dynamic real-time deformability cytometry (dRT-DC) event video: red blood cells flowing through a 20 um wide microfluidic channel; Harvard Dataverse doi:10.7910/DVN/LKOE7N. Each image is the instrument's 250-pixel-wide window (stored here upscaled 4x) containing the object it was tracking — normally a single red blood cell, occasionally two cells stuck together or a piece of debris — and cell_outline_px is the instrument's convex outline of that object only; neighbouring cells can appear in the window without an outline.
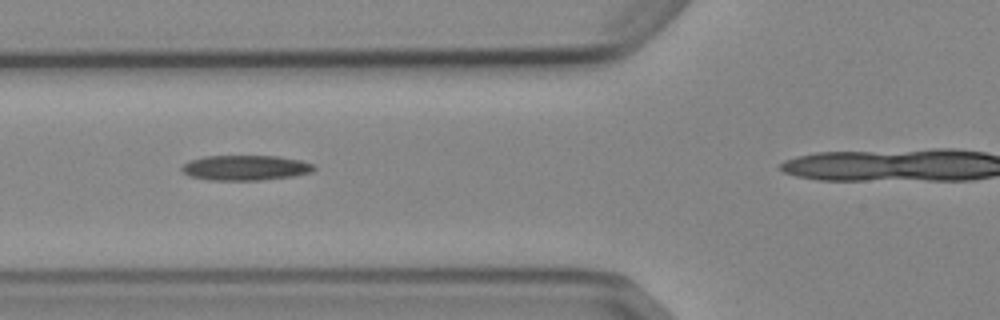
{"species": "Egyptian fruit bat (a non-hibernating species)", "species_latin": "Rousettus aegyptiacus", "temperature_condition": "cold", "stored_images_in_passage": 7, "camera_frame_rate_fps": 3000, "um_per_image_px": 0.085, "animal": {"sex": "female"}, "frame": {"image": 1, "passage_image": 4, "time_ms": 3.333, "image_size_px": [1000, 320], "cell_outline_px": [[316, 168], [312, 172], [296, 176], [260, 180], [212, 180], [192, 176], [184, 172], [180, 168], [184, 164], [192, 160], [204, 156], [276, 156], [300, 160], [312, 164]], "centroid_in_image_um": [20.91, 14.26], "position_along_channel_um": 104.9, "area_um2": 19.19}}